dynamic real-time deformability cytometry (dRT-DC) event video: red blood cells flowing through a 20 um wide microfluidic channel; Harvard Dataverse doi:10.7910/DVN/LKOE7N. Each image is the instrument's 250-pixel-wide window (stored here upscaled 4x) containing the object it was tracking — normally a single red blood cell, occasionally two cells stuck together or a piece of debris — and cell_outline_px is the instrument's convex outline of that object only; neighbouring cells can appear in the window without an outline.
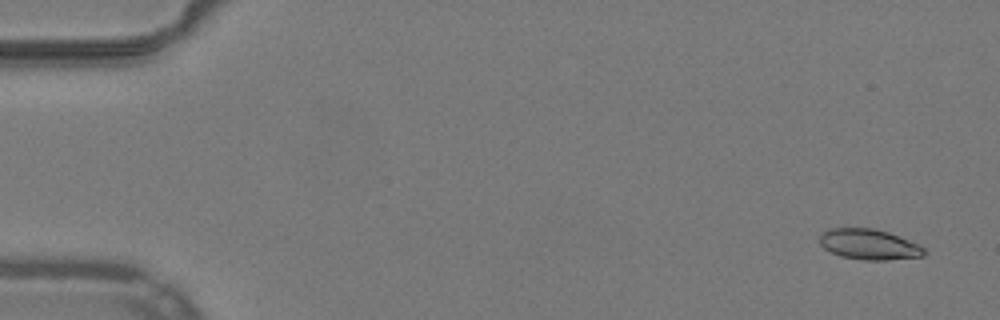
{"species": "common noctule bat (a hibernating species)", "species_latin": "Nyctalus noctula", "temperature_condition": "warm", "stored_images_in_passage": 53, "camera_frame_rate_fps": 3000, "um_per_image_px": 0.085, "animal": {"sex": "male", "body_mass_g": 19.2, "forearm_length_mm": 51.8}, "frame": {"image": 1, "passage_image": 3, "time_ms": 0.667, "image_size_px": [1000, 320], "cell_outline_px": [[928, 252], [924, 256], [888, 260], [864, 260], [840, 256], [824, 248], [820, 244], [820, 236], [828, 228], [872, 228], [888, 232], [900, 236], [920, 244]], "centroid_in_image_um": [73.92, 20.77], "position_along_channel_um": 11.1, "area_um2": 18.73}}
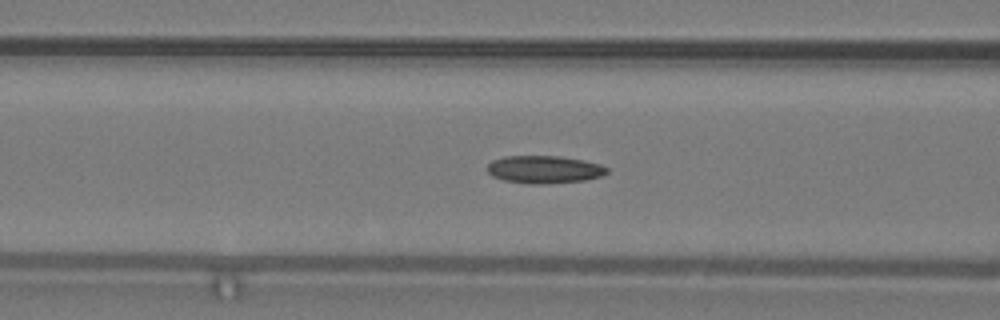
{"frame": {"image": 2, "passage_image": 22, "time_ms": 7.0, "image_size_px": [1000, 320], "cell_outline_px": [[608, 172], [600, 176], [584, 180], [544, 184], [528, 184], [504, 180], [492, 176], [488, 172], [488, 164], [492, 160], [504, 156], [560, 156], [584, 160], [600, 164], [608, 168]], "centroid_in_image_um": [46.25, 14.4], "position_along_channel_um": 120.4, "area_um2": 19.31}}
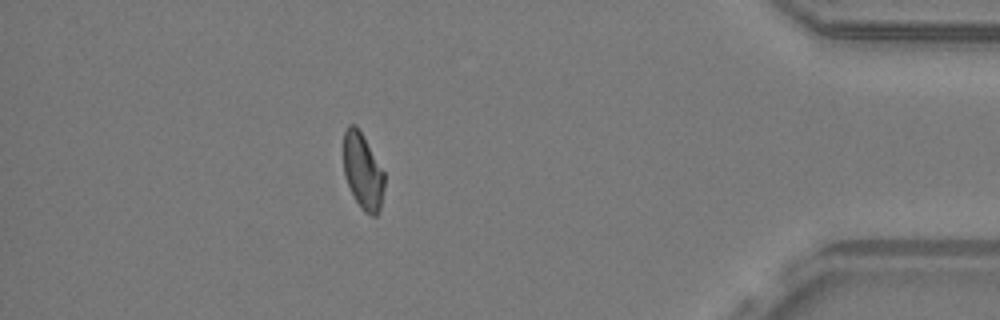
{"frame": {"image": 3, "passage_image": 47, "time_ms": 15.333, "image_size_px": [1000, 320], "cell_outline_px": [[384, 188], [380, 208], [376, 216], [372, 216], [364, 212], [360, 208], [348, 184], [344, 172], [344, 132], [348, 124], [356, 124], [384, 172]], "centroid_in_image_um": [30.84, 14.57], "position_along_channel_um": 404.4, "area_um2": 17.86}, "authors_computed_cell_mechanics": {"area_um2": 18.8428, "velocity_mm_per_s": 3.9512, "shape_relaxation_time_tau1_ms": null, "shape_relaxation_time_tau2_ms": 4.1377, "deformation_change_tau1": null, "deformation_change_tau2": 0.1053}}